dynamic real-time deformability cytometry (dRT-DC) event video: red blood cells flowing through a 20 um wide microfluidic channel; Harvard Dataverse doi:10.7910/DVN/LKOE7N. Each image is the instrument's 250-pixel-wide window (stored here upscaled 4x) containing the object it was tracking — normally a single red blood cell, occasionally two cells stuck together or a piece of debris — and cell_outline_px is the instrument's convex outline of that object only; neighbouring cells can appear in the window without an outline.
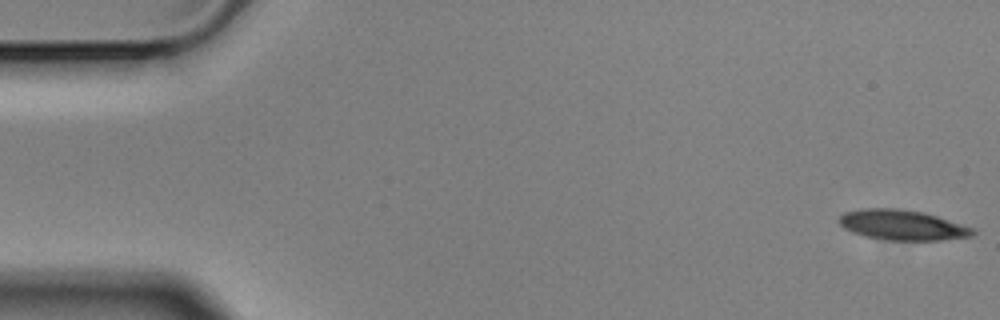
{"species": "Egyptian fruit bat (a non-hibernating species)", "species_latin": "Rousettus aegyptiacus", "temperature_condition": "cold", "stored_images_in_passage": 5, "camera_frame_rate_fps": 3000, "um_per_image_px": 0.085, "animal": {"sex": "male"}, "frame": {"image": 1, "passage_image": 1, "time_ms": 0.0, "image_size_px": [1000, 320], "cell_outline_px": [[976, 232], [972, 236], [940, 240], [888, 240], [864, 236], [852, 232], [844, 228], [836, 220], [844, 212], [864, 208], [900, 208], [924, 212], [972, 228]], "centroid_in_image_um": [76.64, 19.12], "position_along_channel_um": 8.4, "area_um2": 23.47}}
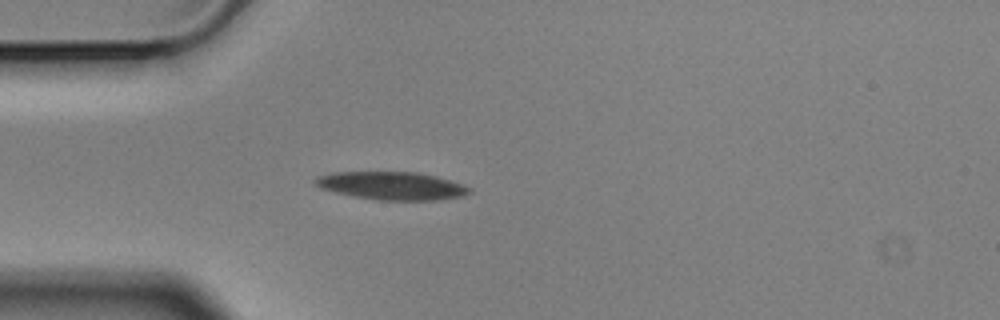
{"frame": {"image": 2, "passage_image": 5, "time_ms": 1.333, "image_size_px": [1000, 320], "cell_outline_px": [[472, 192], [464, 196], [440, 200], [380, 200], [356, 196], [336, 192], [320, 188], [312, 180], [316, 176], [332, 172], [416, 172], [436, 176], [452, 180], [464, 184], [472, 188]], "centroid_in_image_um": [33.35, 15.78], "position_along_channel_um": 51.6, "area_um2": 25.32}}